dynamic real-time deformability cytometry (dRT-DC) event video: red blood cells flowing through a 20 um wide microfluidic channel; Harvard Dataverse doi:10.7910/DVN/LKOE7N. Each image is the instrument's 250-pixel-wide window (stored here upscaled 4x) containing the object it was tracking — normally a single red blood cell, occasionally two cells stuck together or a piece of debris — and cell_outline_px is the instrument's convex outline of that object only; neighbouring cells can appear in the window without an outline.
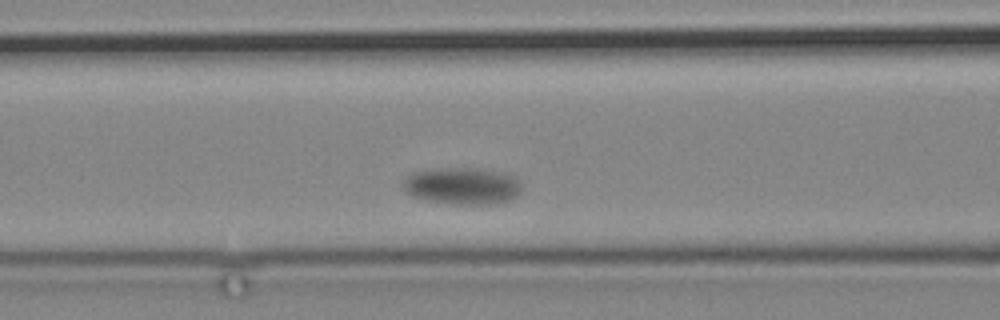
{"species": "common noctule bat (a hibernating species)", "species_latin": "Nyctalus noctula", "temperature_condition": "cold", "stored_images_in_passage": 3, "camera_frame_rate_fps": 3000, "um_per_image_px": 0.085, "animal": {"sex": "male", "body_mass_g": 19.2, "forearm_length_mm": 51.8}, "frame": {"image": 1, "passage_image": 3, "time_ms": 2.333, "image_size_px": [1000, 320], "cell_outline_px": [[520, 196], [512, 200], [496, 204], [456, 204], [428, 200], [412, 196], [404, 192], [400, 184], [408, 176], [416, 172], [432, 168], [484, 168], [504, 172], [516, 176], [520, 180]], "centroid_in_image_um": [39.34, 15.79], "position_along_channel_um": 127.3, "area_um2": 26.13}}